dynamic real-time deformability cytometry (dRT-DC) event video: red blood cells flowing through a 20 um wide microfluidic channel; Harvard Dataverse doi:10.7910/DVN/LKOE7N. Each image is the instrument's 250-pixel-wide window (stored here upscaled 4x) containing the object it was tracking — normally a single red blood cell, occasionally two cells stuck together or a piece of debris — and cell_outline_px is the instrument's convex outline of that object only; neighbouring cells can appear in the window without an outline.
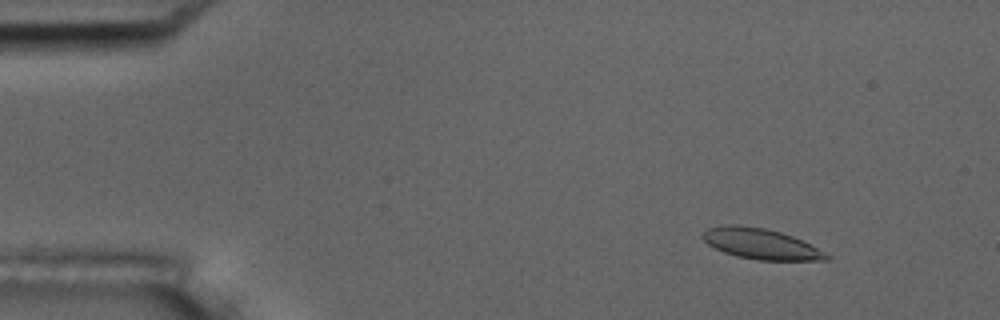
{"species": "common noctule bat (a hibernating species)", "species_latin": "Nyctalus noctula", "temperature_condition": "room temperature", "stored_images_in_passage": 49, "camera_frame_rate_fps": 3000, "um_per_image_px": 0.085, "animal": {"sex": "male", "body_mass_g": 17.5, "forearm_length_mm": 52.3}, "frame": {"image": 1, "passage_image": 1, "time_ms": 0.0, "image_size_px": [1000, 320], "cell_outline_px": [[832, 256], [828, 260], [756, 260], [736, 256], [724, 252], [708, 244], [700, 236], [708, 228], [728, 224], [736, 224], [764, 228], [780, 232], [792, 236]], "centroid_in_image_um": [64.64, 20.73], "position_along_channel_um": 20.4, "area_um2": 21.85}}
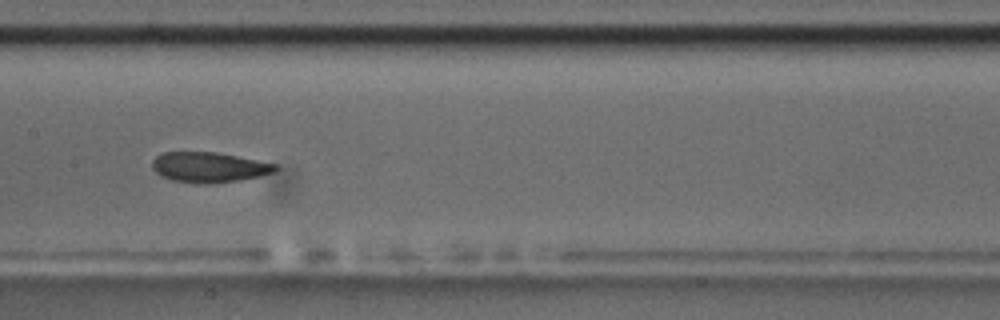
{"frame": {"image": 2, "passage_image": 22, "time_ms": 7.0, "image_size_px": [1000, 320], "cell_outline_px": [[276, 168], [272, 172], [260, 176], [240, 180], [212, 184], [196, 184], [172, 180], [160, 176], [152, 168], [152, 160], [156, 156], [164, 152], [216, 152], [276, 164]], "centroid_in_image_um": [17.71, 14.23], "position_along_channel_um": 189.7, "area_um2": 21.68}, "authors_computed_cell_mechanics": {"area_um2": 22.1374, "velocity_mm_per_s": 3.6933, "shape_relaxation_time_tau1_ms": 4.3352, "shape_relaxation_time_tau2_ms": 4.0631, "deformation_change_tau1": 0.1276, "deformation_change_tau2": 0.0903}}